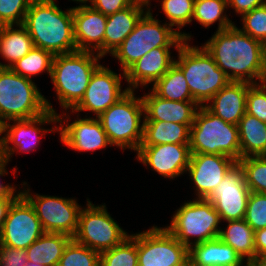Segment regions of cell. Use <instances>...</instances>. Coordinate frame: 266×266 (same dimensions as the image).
<instances>
[{"label": "cell", "instance_id": "52a82bcc", "mask_svg": "<svg viewBox=\"0 0 266 266\" xmlns=\"http://www.w3.org/2000/svg\"><path fill=\"white\" fill-rule=\"evenodd\" d=\"M134 94V90H130L105 110L98 119L111 146L137 152L143 140L145 116L142 98H137Z\"/></svg>", "mask_w": 266, "mask_h": 266}, {"label": "cell", "instance_id": "816d5d0a", "mask_svg": "<svg viewBox=\"0 0 266 266\" xmlns=\"http://www.w3.org/2000/svg\"><path fill=\"white\" fill-rule=\"evenodd\" d=\"M24 266H45V265H41V264H39V263H34V262H27V263H25V265Z\"/></svg>", "mask_w": 266, "mask_h": 266}, {"label": "cell", "instance_id": "8fae6325", "mask_svg": "<svg viewBox=\"0 0 266 266\" xmlns=\"http://www.w3.org/2000/svg\"><path fill=\"white\" fill-rule=\"evenodd\" d=\"M23 183V184H22ZM21 194L33 206L46 233H62L73 238L78 229L79 214L82 207L76 199L57 196L31 195L27 182H22Z\"/></svg>", "mask_w": 266, "mask_h": 266}, {"label": "cell", "instance_id": "1f68e13d", "mask_svg": "<svg viewBox=\"0 0 266 266\" xmlns=\"http://www.w3.org/2000/svg\"><path fill=\"white\" fill-rule=\"evenodd\" d=\"M227 9V0H195L192 21L194 19L205 28L218 21L217 31H222L234 25L225 13Z\"/></svg>", "mask_w": 266, "mask_h": 266}, {"label": "cell", "instance_id": "8992f818", "mask_svg": "<svg viewBox=\"0 0 266 266\" xmlns=\"http://www.w3.org/2000/svg\"><path fill=\"white\" fill-rule=\"evenodd\" d=\"M160 22L153 16L151 9H148L136 23L134 30L112 54L120 62L123 73L152 49L173 47L177 50L184 42L176 29L167 22L162 25Z\"/></svg>", "mask_w": 266, "mask_h": 266}, {"label": "cell", "instance_id": "4dcf8cb0", "mask_svg": "<svg viewBox=\"0 0 266 266\" xmlns=\"http://www.w3.org/2000/svg\"><path fill=\"white\" fill-rule=\"evenodd\" d=\"M152 86L150 90L161 98L173 101H194L184 74L175 64Z\"/></svg>", "mask_w": 266, "mask_h": 266}, {"label": "cell", "instance_id": "d6986e66", "mask_svg": "<svg viewBox=\"0 0 266 266\" xmlns=\"http://www.w3.org/2000/svg\"><path fill=\"white\" fill-rule=\"evenodd\" d=\"M236 162L225 155L191 154L186 173L194 182L196 198L207 199Z\"/></svg>", "mask_w": 266, "mask_h": 266}, {"label": "cell", "instance_id": "c3c4849f", "mask_svg": "<svg viewBox=\"0 0 266 266\" xmlns=\"http://www.w3.org/2000/svg\"><path fill=\"white\" fill-rule=\"evenodd\" d=\"M132 1H133V3H137V4L145 6L147 8V10L151 9L150 0H132Z\"/></svg>", "mask_w": 266, "mask_h": 266}, {"label": "cell", "instance_id": "83f0119b", "mask_svg": "<svg viewBox=\"0 0 266 266\" xmlns=\"http://www.w3.org/2000/svg\"><path fill=\"white\" fill-rule=\"evenodd\" d=\"M143 140L141 146L160 144H189L190 127L174 122L144 121Z\"/></svg>", "mask_w": 266, "mask_h": 266}, {"label": "cell", "instance_id": "4316f807", "mask_svg": "<svg viewBox=\"0 0 266 266\" xmlns=\"http://www.w3.org/2000/svg\"><path fill=\"white\" fill-rule=\"evenodd\" d=\"M226 223L225 228H220L218 238L231 246L251 266L256 261L254 230L244 219L229 220Z\"/></svg>", "mask_w": 266, "mask_h": 266}, {"label": "cell", "instance_id": "8d00e7d4", "mask_svg": "<svg viewBox=\"0 0 266 266\" xmlns=\"http://www.w3.org/2000/svg\"><path fill=\"white\" fill-rule=\"evenodd\" d=\"M58 266H100V252L72 238L64 248Z\"/></svg>", "mask_w": 266, "mask_h": 266}, {"label": "cell", "instance_id": "ab89813d", "mask_svg": "<svg viewBox=\"0 0 266 266\" xmlns=\"http://www.w3.org/2000/svg\"><path fill=\"white\" fill-rule=\"evenodd\" d=\"M32 0H0V26L20 25Z\"/></svg>", "mask_w": 266, "mask_h": 266}, {"label": "cell", "instance_id": "603a6c76", "mask_svg": "<svg viewBox=\"0 0 266 266\" xmlns=\"http://www.w3.org/2000/svg\"><path fill=\"white\" fill-rule=\"evenodd\" d=\"M250 85L247 82L231 81L204 106L223 121L238 125L246 113V94Z\"/></svg>", "mask_w": 266, "mask_h": 266}, {"label": "cell", "instance_id": "4fadbf2b", "mask_svg": "<svg viewBox=\"0 0 266 266\" xmlns=\"http://www.w3.org/2000/svg\"><path fill=\"white\" fill-rule=\"evenodd\" d=\"M3 124L2 149L0 154L10 162L15 152H32L38 147L40 138L48 132H58V113L48 110L46 113L29 119L12 120ZM55 124L50 129L43 125ZM43 126V127H41ZM41 127V128H40ZM56 130V131H55ZM39 134H42L39 136ZM13 144V145H12ZM10 145V146H9ZM12 145V146H11ZM37 146V147H36Z\"/></svg>", "mask_w": 266, "mask_h": 266}, {"label": "cell", "instance_id": "7c38bea8", "mask_svg": "<svg viewBox=\"0 0 266 266\" xmlns=\"http://www.w3.org/2000/svg\"><path fill=\"white\" fill-rule=\"evenodd\" d=\"M138 266H189V249L154 225L138 233Z\"/></svg>", "mask_w": 266, "mask_h": 266}, {"label": "cell", "instance_id": "74e56055", "mask_svg": "<svg viewBox=\"0 0 266 266\" xmlns=\"http://www.w3.org/2000/svg\"><path fill=\"white\" fill-rule=\"evenodd\" d=\"M242 32L266 46V3L241 16Z\"/></svg>", "mask_w": 266, "mask_h": 266}, {"label": "cell", "instance_id": "e575fe53", "mask_svg": "<svg viewBox=\"0 0 266 266\" xmlns=\"http://www.w3.org/2000/svg\"><path fill=\"white\" fill-rule=\"evenodd\" d=\"M161 8L169 19L168 24L176 26L177 32L183 37L184 41H190L191 35L181 31L185 25L191 24L195 0H161Z\"/></svg>", "mask_w": 266, "mask_h": 266}, {"label": "cell", "instance_id": "b9f144b4", "mask_svg": "<svg viewBox=\"0 0 266 266\" xmlns=\"http://www.w3.org/2000/svg\"><path fill=\"white\" fill-rule=\"evenodd\" d=\"M27 262L26 249L0 245V266H24Z\"/></svg>", "mask_w": 266, "mask_h": 266}, {"label": "cell", "instance_id": "f1b7e54d", "mask_svg": "<svg viewBox=\"0 0 266 266\" xmlns=\"http://www.w3.org/2000/svg\"><path fill=\"white\" fill-rule=\"evenodd\" d=\"M240 159L266 156V123L245 113L238 124Z\"/></svg>", "mask_w": 266, "mask_h": 266}, {"label": "cell", "instance_id": "d590c367", "mask_svg": "<svg viewBox=\"0 0 266 266\" xmlns=\"http://www.w3.org/2000/svg\"><path fill=\"white\" fill-rule=\"evenodd\" d=\"M238 163L243 169L249 190L266 194V156H249L241 158Z\"/></svg>", "mask_w": 266, "mask_h": 266}, {"label": "cell", "instance_id": "f546056e", "mask_svg": "<svg viewBox=\"0 0 266 266\" xmlns=\"http://www.w3.org/2000/svg\"><path fill=\"white\" fill-rule=\"evenodd\" d=\"M72 238L62 233H44L27 249L29 262L58 266L64 248Z\"/></svg>", "mask_w": 266, "mask_h": 266}, {"label": "cell", "instance_id": "ac0fdd59", "mask_svg": "<svg viewBox=\"0 0 266 266\" xmlns=\"http://www.w3.org/2000/svg\"><path fill=\"white\" fill-rule=\"evenodd\" d=\"M136 154L143 165L172 180L186 172L191 156L189 144L140 146Z\"/></svg>", "mask_w": 266, "mask_h": 266}, {"label": "cell", "instance_id": "f6af8a7d", "mask_svg": "<svg viewBox=\"0 0 266 266\" xmlns=\"http://www.w3.org/2000/svg\"><path fill=\"white\" fill-rule=\"evenodd\" d=\"M7 161L6 159L0 154V176H5L8 175V172L6 170L7 166ZM2 181L0 180V197H18L21 194V190L17 191V187L13 184H6L4 185L1 183ZM17 191V192H16Z\"/></svg>", "mask_w": 266, "mask_h": 266}, {"label": "cell", "instance_id": "30bf717a", "mask_svg": "<svg viewBox=\"0 0 266 266\" xmlns=\"http://www.w3.org/2000/svg\"><path fill=\"white\" fill-rule=\"evenodd\" d=\"M86 204L79 214L78 229L73 237L76 242L101 253L130 236L111 217L105 203L96 206L87 199Z\"/></svg>", "mask_w": 266, "mask_h": 266}, {"label": "cell", "instance_id": "44dd1931", "mask_svg": "<svg viewBox=\"0 0 266 266\" xmlns=\"http://www.w3.org/2000/svg\"><path fill=\"white\" fill-rule=\"evenodd\" d=\"M170 49L171 47L154 48L130 66L125 71L127 88L135 91L139 86L152 85L164 76L175 61Z\"/></svg>", "mask_w": 266, "mask_h": 266}, {"label": "cell", "instance_id": "f35d334b", "mask_svg": "<svg viewBox=\"0 0 266 266\" xmlns=\"http://www.w3.org/2000/svg\"><path fill=\"white\" fill-rule=\"evenodd\" d=\"M244 220L254 231L266 227V194L250 193Z\"/></svg>", "mask_w": 266, "mask_h": 266}, {"label": "cell", "instance_id": "7dc6e473", "mask_svg": "<svg viewBox=\"0 0 266 266\" xmlns=\"http://www.w3.org/2000/svg\"><path fill=\"white\" fill-rule=\"evenodd\" d=\"M17 197H0V234L6 219L9 207Z\"/></svg>", "mask_w": 266, "mask_h": 266}, {"label": "cell", "instance_id": "7a4b0ae2", "mask_svg": "<svg viewBox=\"0 0 266 266\" xmlns=\"http://www.w3.org/2000/svg\"><path fill=\"white\" fill-rule=\"evenodd\" d=\"M22 25L33 40L34 47L53 55L77 51L73 7L63 11L55 0H32Z\"/></svg>", "mask_w": 266, "mask_h": 266}, {"label": "cell", "instance_id": "7402d4cb", "mask_svg": "<svg viewBox=\"0 0 266 266\" xmlns=\"http://www.w3.org/2000/svg\"><path fill=\"white\" fill-rule=\"evenodd\" d=\"M144 121H165L192 125L199 105L195 101H173L157 96L152 90L141 96Z\"/></svg>", "mask_w": 266, "mask_h": 266}, {"label": "cell", "instance_id": "e0dca14e", "mask_svg": "<svg viewBox=\"0 0 266 266\" xmlns=\"http://www.w3.org/2000/svg\"><path fill=\"white\" fill-rule=\"evenodd\" d=\"M65 113L64 111L62 116L58 114V124H60L58 132L64 145L78 152H93L105 149L108 145L111 146L102 123L97 117L79 118L77 114V118L72 123H68L70 116Z\"/></svg>", "mask_w": 266, "mask_h": 266}, {"label": "cell", "instance_id": "5b68a950", "mask_svg": "<svg viewBox=\"0 0 266 266\" xmlns=\"http://www.w3.org/2000/svg\"><path fill=\"white\" fill-rule=\"evenodd\" d=\"M48 110L57 113L32 79L0 67V120L5 122L38 117Z\"/></svg>", "mask_w": 266, "mask_h": 266}, {"label": "cell", "instance_id": "d6a6232c", "mask_svg": "<svg viewBox=\"0 0 266 266\" xmlns=\"http://www.w3.org/2000/svg\"><path fill=\"white\" fill-rule=\"evenodd\" d=\"M53 58L54 55L51 52L34 47L10 68L18 75L29 79L45 71L51 76Z\"/></svg>", "mask_w": 266, "mask_h": 266}, {"label": "cell", "instance_id": "277c9868", "mask_svg": "<svg viewBox=\"0 0 266 266\" xmlns=\"http://www.w3.org/2000/svg\"><path fill=\"white\" fill-rule=\"evenodd\" d=\"M177 52L174 64L184 74L192 98L199 106H204L231 82L203 46L199 48L184 41Z\"/></svg>", "mask_w": 266, "mask_h": 266}, {"label": "cell", "instance_id": "ffe728a7", "mask_svg": "<svg viewBox=\"0 0 266 266\" xmlns=\"http://www.w3.org/2000/svg\"><path fill=\"white\" fill-rule=\"evenodd\" d=\"M80 4L73 7L76 49L94 52L103 58L107 15L87 5V2H80Z\"/></svg>", "mask_w": 266, "mask_h": 266}, {"label": "cell", "instance_id": "2e32d148", "mask_svg": "<svg viewBox=\"0 0 266 266\" xmlns=\"http://www.w3.org/2000/svg\"><path fill=\"white\" fill-rule=\"evenodd\" d=\"M250 193L243 169L236 162L207 199L214 205L221 221L241 220L244 219Z\"/></svg>", "mask_w": 266, "mask_h": 266}, {"label": "cell", "instance_id": "f907efd6", "mask_svg": "<svg viewBox=\"0 0 266 266\" xmlns=\"http://www.w3.org/2000/svg\"><path fill=\"white\" fill-rule=\"evenodd\" d=\"M1 136H3V123L0 120V152L2 149V137Z\"/></svg>", "mask_w": 266, "mask_h": 266}, {"label": "cell", "instance_id": "6da1fadb", "mask_svg": "<svg viewBox=\"0 0 266 266\" xmlns=\"http://www.w3.org/2000/svg\"><path fill=\"white\" fill-rule=\"evenodd\" d=\"M230 81L257 84L266 78V46L235 24L202 45Z\"/></svg>", "mask_w": 266, "mask_h": 266}, {"label": "cell", "instance_id": "ba28073f", "mask_svg": "<svg viewBox=\"0 0 266 266\" xmlns=\"http://www.w3.org/2000/svg\"><path fill=\"white\" fill-rule=\"evenodd\" d=\"M191 154L225 155L240 160L238 125L227 123L200 106L190 127Z\"/></svg>", "mask_w": 266, "mask_h": 266}, {"label": "cell", "instance_id": "f5cc1de1", "mask_svg": "<svg viewBox=\"0 0 266 266\" xmlns=\"http://www.w3.org/2000/svg\"><path fill=\"white\" fill-rule=\"evenodd\" d=\"M72 1L80 3V2H86L87 0H72Z\"/></svg>", "mask_w": 266, "mask_h": 266}, {"label": "cell", "instance_id": "5bb4252c", "mask_svg": "<svg viewBox=\"0 0 266 266\" xmlns=\"http://www.w3.org/2000/svg\"><path fill=\"white\" fill-rule=\"evenodd\" d=\"M44 233L33 206L20 194L9 207L0 234V245L27 249Z\"/></svg>", "mask_w": 266, "mask_h": 266}, {"label": "cell", "instance_id": "7bdbcfd3", "mask_svg": "<svg viewBox=\"0 0 266 266\" xmlns=\"http://www.w3.org/2000/svg\"><path fill=\"white\" fill-rule=\"evenodd\" d=\"M90 6L104 15H110L121 11L133 4L132 0H87Z\"/></svg>", "mask_w": 266, "mask_h": 266}, {"label": "cell", "instance_id": "cb8c5ba5", "mask_svg": "<svg viewBox=\"0 0 266 266\" xmlns=\"http://www.w3.org/2000/svg\"><path fill=\"white\" fill-rule=\"evenodd\" d=\"M189 266H249L219 238L195 244L189 249Z\"/></svg>", "mask_w": 266, "mask_h": 266}, {"label": "cell", "instance_id": "3957f363", "mask_svg": "<svg viewBox=\"0 0 266 266\" xmlns=\"http://www.w3.org/2000/svg\"><path fill=\"white\" fill-rule=\"evenodd\" d=\"M97 53L74 51L54 55L51 82L61 108L72 110L83 98L94 71L101 65Z\"/></svg>", "mask_w": 266, "mask_h": 266}, {"label": "cell", "instance_id": "9a60e30c", "mask_svg": "<svg viewBox=\"0 0 266 266\" xmlns=\"http://www.w3.org/2000/svg\"><path fill=\"white\" fill-rule=\"evenodd\" d=\"M122 78H125V73L117 74L101 64L92 74L83 98L70 114L89 111L98 118L130 91L127 87L122 90Z\"/></svg>", "mask_w": 266, "mask_h": 266}, {"label": "cell", "instance_id": "bcb514c9", "mask_svg": "<svg viewBox=\"0 0 266 266\" xmlns=\"http://www.w3.org/2000/svg\"><path fill=\"white\" fill-rule=\"evenodd\" d=\"M254 246L256 250V260L266 257V227L254 231Z\"/></svg>", "mask_w": 266, "mask_h": 266}, {"label": "cell", "instance_id": "9c48e42d", "mask_svg": "<svg viewBox=\"0 0 266 266\" xmlns=\"http://www.w3.org/2000/svg\"><path fill=\"white\" fill-rule=\"evenodd\" d=\"M165 228L183 245H193L218 238L221 218L208 199L196 198L176 210ZM192 238H195L194 241ZM192 239V241L190 240Z\"/></svg>", "mask_w": 266, "mask_h": 266}, {"label": "cell", "instance_id": "60d3db41", "mask_svg": "<svg viewBox=\"0 0 266 266\" xmlns=\"http://www.w3.org/2000/svg\"><path fill=\"white\" fill-rule=\"evenodd\" d=\"M246 102V113L266 123V81L249 86Z\"/></svg>", "mask_w": 266, "mask_h": 266}, {"label": "cell", "instance_id": "d4e9b609", "mask_svg": "<svg viewBox=\"0 0 266 266\" xmlns=\"http://www.w3.org/2000/svg\"><path fill=\"white\" fill-rule=\"evenodd\" d=\"M146 9L143 5L133 3L121 11L107 15L104 34V56L108 53L112 55L116 51L134 30L136 23L147 11Z\"/></svg>", "mask_w": 266, "mask_h": 266}, {"label": "cell", "instance_id": "681fc988", "mask_svg": "<svg viewBox=\"0 0 266 266\" xmlns=\"http://www.w3.org/2000/svg\"><path fill=\"white\" fill-rule=\"evenodd\" d=\"M251 266H266V257L257 259Z\"/></svg>", "mask_w": 266, "mask_h": 266}, {"label": "cell", "instance_id": "484cf974", "mask_svg": "<svg viewBox=\"0 0 266 266\" xmlns=\"http://www.w3.org/2000/svg\"><path fill=\"white\" fill-rule=\"evenodd\" d=\"M33 48V40L22 24L0 26V55L8 61L7 64L0 62V67L10 68Z\"/></svg>", "mask_w": 266, "mask_h": 266}, {"label": "cell", "instance_id": "836d02e7", "mask_svg": "<svg viewBox=\"0 0 266 266\" xmlns=\"http://www.w3.org/2000/svg\"><path fill=\"white\" fill-rule=\"evenodd\" d=\"M100 266H138V233L100 253Z\"/></svg>", "mask_w": 266, "mask_h": 266}, {"label": "cell", "instance_id": "ee69618b", "mask_svg": "<svg viewBox=\"0 0 266 266\" xmlns=\"http://www.w3.org/2000/svg\"><path fill=\"white\" fill-rule=\"evenodd\" d=\"M265 3L266 0H227L228 8H233L240 16Z\"/></svg>", "mask_w": 266, "mask_h": 266}]
</instances>
